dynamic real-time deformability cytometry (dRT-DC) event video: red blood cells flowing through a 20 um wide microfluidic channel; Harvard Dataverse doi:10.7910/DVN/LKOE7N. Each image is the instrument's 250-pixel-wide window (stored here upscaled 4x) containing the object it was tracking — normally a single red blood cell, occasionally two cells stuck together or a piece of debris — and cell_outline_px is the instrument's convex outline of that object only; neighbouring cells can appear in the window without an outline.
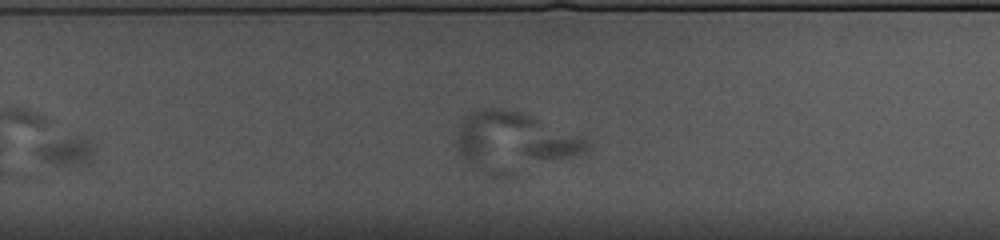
{"species": "common noctule bat (a hibernating species)", "species_latin": "Nyctalus noctula", "temperature_condition": "cold", "stored_images_in_passage": 30, "camera_frame_rate_fps": 3000, "um_per_image_px": 0.085, "animal": {"sex": "female", "body_mass_g": 10.0, "forearm_length_mm": 53.1}, "frame": {"image": 1, "passage_image": 26, "time_ms": 8.333, "image_size_px": [1000, 240], "cell_outline_px": [[96, 148], [92, 164], [56, 164], [44, 160], [36, 156], [36, 148], [40, 144], [48, 140], [76, 136], [80, 136], [92, 140], [96, 144]], "centroid_in_image_um": [5.75, 12.81], "position_along_channel_um": 324.1, "area_um2": 10.0}}